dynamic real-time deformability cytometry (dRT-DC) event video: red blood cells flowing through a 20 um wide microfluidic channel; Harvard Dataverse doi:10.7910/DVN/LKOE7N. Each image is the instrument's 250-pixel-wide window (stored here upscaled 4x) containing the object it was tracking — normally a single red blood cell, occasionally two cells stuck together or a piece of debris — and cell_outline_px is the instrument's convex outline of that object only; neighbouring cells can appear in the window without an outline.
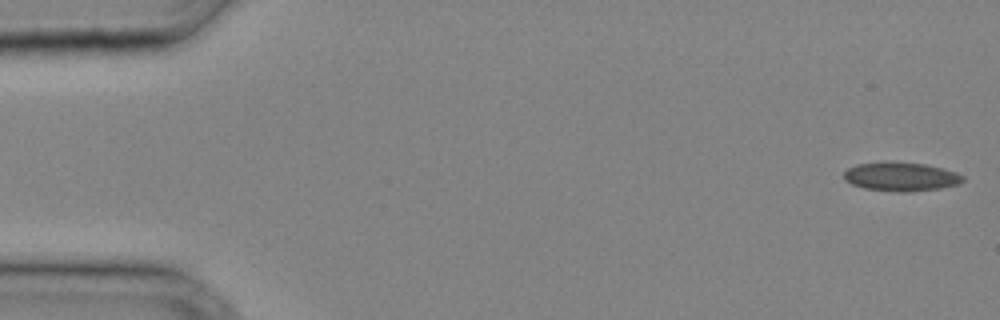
{"species": "common noctule bat (a hibernating species)", "species_latin": "Nyctalus noctula", "temperature_condition": "cold", "stored_images_in_passage": 35, "camera_frame_rate_fps": 3000, "um_per_image_px": 0.085, "animal": {"sex": "male", "body_mass_g": 20.4}, "frame": {"image": 1, "passage_image": 1, "time_ms": 0.0, "image_size_px": [1000, 320], "cell_outline_px": [[964, 180], [960, 184], [940, 188], [908, 192], [900, 192], [864, 188], [852, 184], [844, 180], [844, 172], [848, 168], [856, 164], [924, 164], [944, 168], [956, 172], [964, 176]], "centroid_in_image_um": [76.63, 15.05], "position_along_channel_um": 8.4, "area_um2": 19.36}}
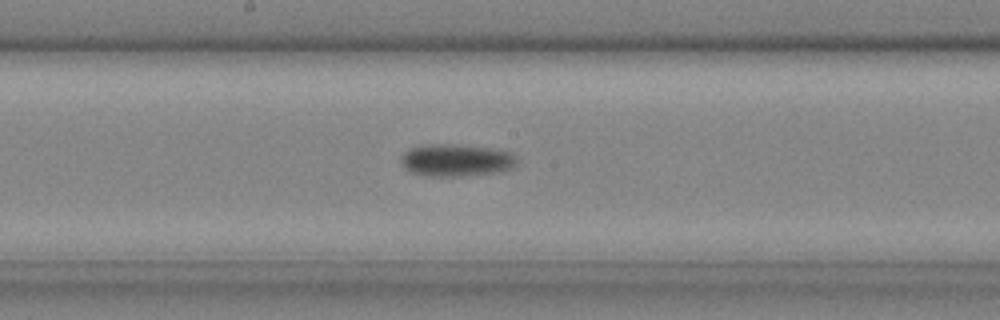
{"frame": {"image": 2, "passage_image": 19, "time_ms": 6.0, "image_size_px": [1000, 320], "cell_outline_px": [[516, 168], [504, 172], [460, 176], [424, 176], [412, 172], [400, 164], [400, 156], [408, 148], [420, 144], [456, 144], [492, 148], [512, 152], [516, 156]], "centroid_in_image_um": [38.79, 13.61], "position_along_channel_um": 209.4, "area_um2": 22.48}}
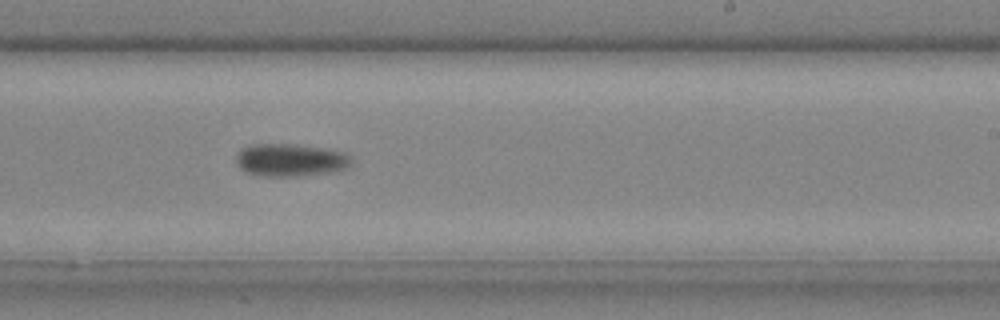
{"frame": {"image": 3, "passage_image": 22, "time_ms": 7.0, "image_size_px": [1000, 320], "cell_outline_px": [[352, 164], [336, 172], [292, 176], [260, 176], [244, 172], [240, 168], [236, 160], [236, 156], [240, 148], [252, 144], [292, 144], [328, 148], [348, 152], [352, 156]], "centroid_in_image_um": [24.72, 13.59], "position_along_channel_um": 264.3, "area_um2": 22.43}}